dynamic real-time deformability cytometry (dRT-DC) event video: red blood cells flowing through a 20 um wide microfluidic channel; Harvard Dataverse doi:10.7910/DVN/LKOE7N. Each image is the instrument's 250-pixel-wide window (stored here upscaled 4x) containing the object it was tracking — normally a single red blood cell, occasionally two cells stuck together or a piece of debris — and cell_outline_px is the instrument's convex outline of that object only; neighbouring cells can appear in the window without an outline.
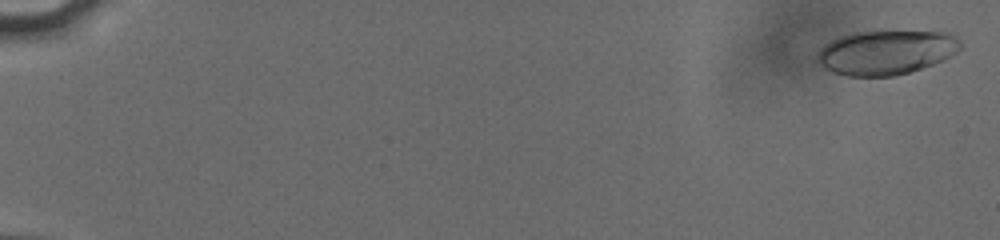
{"species": "human", "species_latin": "Homo sapiens", "temperature_condition": "cold", "stored_images_in_passage": 9, "camera_frame_rate_fps": 3000, "um_per_image_px": 0.085, "donor": {"sex": "male"}, "frame": {"image": 1, "passage_image": 2, "time_ms": 0.333, "image_size_px": [1000, 240], "cell_outline_px": [[960, 48], [956, 52], [944, 60], [896, 76], [848, 76], [832, 72], [816, 64], [816, 56], [820, 48], [824, 44], [840, 36], [852, 32], [872, 28], [880, 28], [948, 32], [956, 36], [960, 40]], "centroid_in_image_um": [75.29, 4.39], "position_along_channel_um": 9.7, "area_um2": 38.49}}